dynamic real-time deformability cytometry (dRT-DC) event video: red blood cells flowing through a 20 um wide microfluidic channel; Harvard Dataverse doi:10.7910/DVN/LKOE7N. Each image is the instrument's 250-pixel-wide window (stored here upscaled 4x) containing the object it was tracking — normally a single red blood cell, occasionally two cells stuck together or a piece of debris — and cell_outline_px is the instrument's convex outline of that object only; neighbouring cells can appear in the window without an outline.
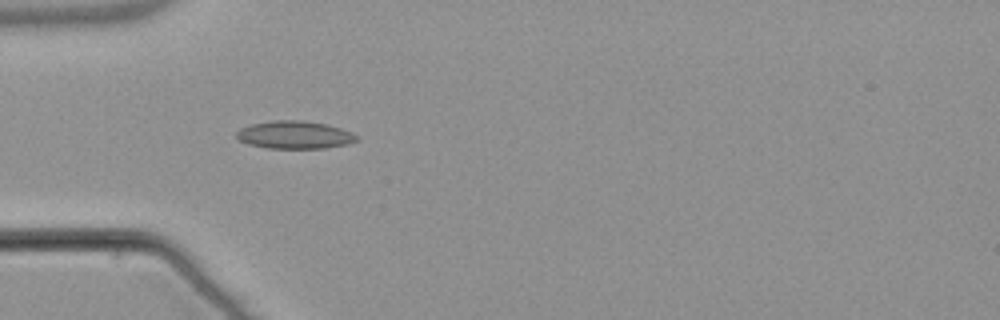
{"species": "common noctule bat (a hibernating species)", "species_latin": "Nyctalus noctula", "temperature_condition": "warm", "stored_images_in_passage": 38, "camera_frame_rate_fps": 3000, "um_per_image_px": 0.085, "animal": {"sex": "male", "body_mass_g": 21.5, "forearm_length_mm": 52.0}, "frame": {"image": 1, "passage_image": 1, "time_ms": 0.0, "image_size_px": [1000, 320], "cell_outline_px": [[360, 140], [348, 144], [324, 148], [268, 148], [248, 144], [240, 140], [236, 136], [236, 132], [240, 128], [252, 124], [272, 120], [304, 120], [328, 124], [352, 132], [360, 136]], "centroid_in_image_um": [25.09, 11.46], "position_along_channel_um": 59.9, "area_um2": 19.65}}
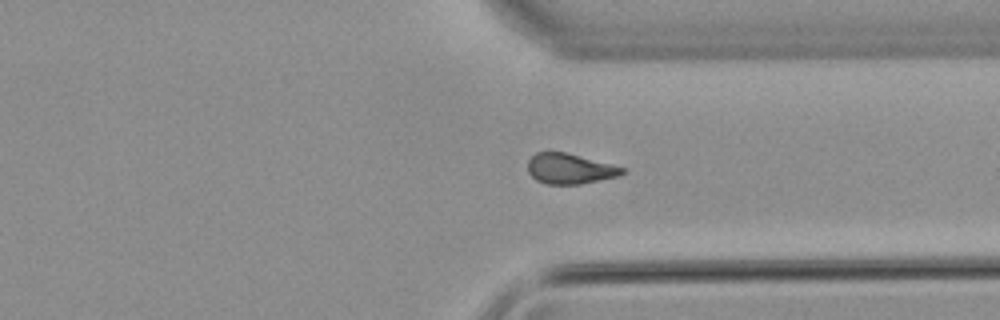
{"frame": {"image": 2, "passage_image": 25, "time_ms": 8.0, "image_size_px": [1000, 320], "cell_outline_px": [[628, 172], [620, 176], [580, 184], [548, 184], [536, 180], [528, 172], [528, 160], [536, 152], [564, 152], [624, 168]], "centroid_in_image_um": [48.43, 14.35], "position_along_channel_um": 363.0, "area_um2": 16.53}}
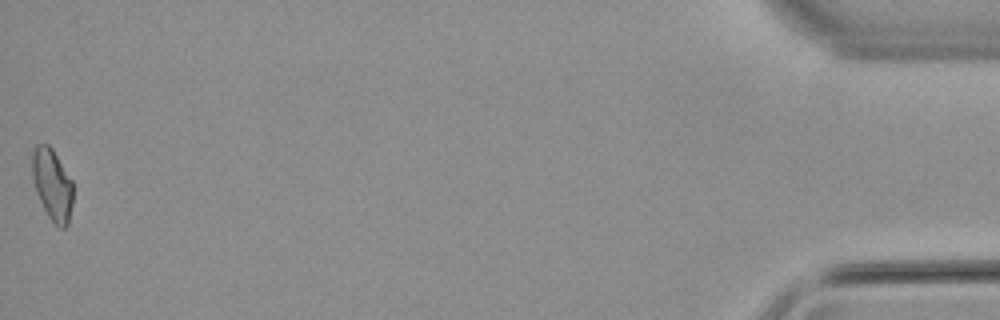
{"frame": {"image": 3, "passage_image": 38, "time_ms": 12.333, "image_size_px": [1000, 320], "cell_outline_px": [[72, 204], [68, 224], [64, 228], [60, 228], [48, 216], [36, 192], [32, 176], [32, 152], [36, 144], [48, 144], [52, 148], [72, 180]], "centroid_in_image_um": [4.44, 15.67], "position_along_channel_um": 430.8, "area_um2": 16.88}, "authors_computed_cell_mechanics": {"area_um2": 17.1666, "velocity_mm_per_s": 3.8322, "shape_relaxation_time_tau1_ms": null, "shape_relaxation_time_tau2_ms": 2.9489, "deformation_change_tau1": null, "deformation_change_tau2": 0.0895}}